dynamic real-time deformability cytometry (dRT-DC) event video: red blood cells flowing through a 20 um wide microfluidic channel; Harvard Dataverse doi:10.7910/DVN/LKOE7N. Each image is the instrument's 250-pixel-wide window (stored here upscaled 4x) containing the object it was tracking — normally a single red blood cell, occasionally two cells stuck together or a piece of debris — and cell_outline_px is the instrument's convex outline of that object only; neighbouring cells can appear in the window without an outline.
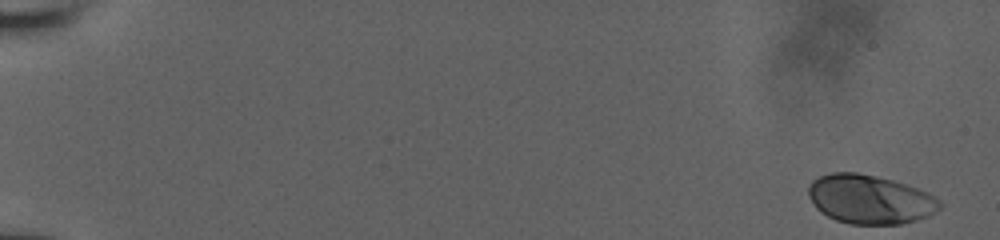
{"species": "human", "species_latin": "Homo sapiens", "temperature_condition": "room temperature", "stored_images_in_passage": 54, "camera_frame_rate_fps": 3000, "um_per_image_px": 0.085, "donor": {"sex": "male"}, "frame": {"image": 1, "passage_image": 1, "time_ms": 0.0, "image_size_px": [1000, 240], "cell_outline_px": [[944, 204], [940, 208], [928, 216], [916, 220], [900, 224], [848, 224], [836, 220], [820, 212], [816, 208], [808, 196], [808, 188], [812, 180], [820, 176], [832, 172], [856, 172], [876, 176], [892, 180], [928, 192], [936, 196]], "centroid_in_image_um": [73.94, 16.94], "position_along_channel_um": 11.1, "area_um2": 37.63}}
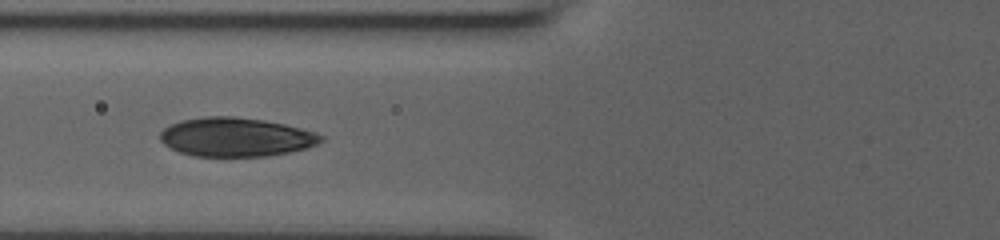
{"frame": {"image": 2, "passage_image": 46, "time_ms": 7.667, "image_size_px": [1000, 240], "cell_outline_px": [[324, 140], [308, 148], [268, 156], [196, 156], [180, 152], [164, 144], [160, 140], [160, 132], [164, 128], [180, 120], [204, 116], [236, 116], [264, 120], [284, 124], [316, 132], [324, 136]], "centroid_in_image_um": [20.06, 11.64], "position_along_channel_um": 105.7, "area_um2": 36.53}}
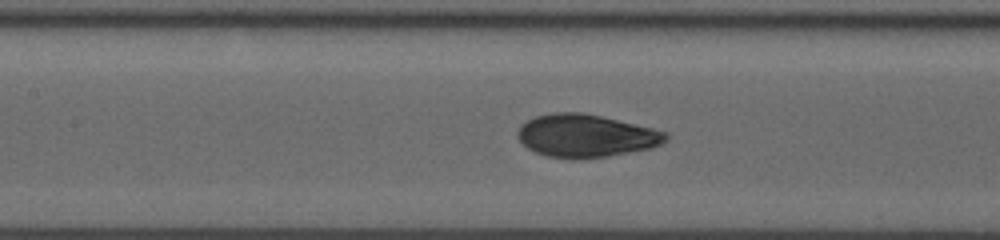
{"frame": {"image": 3, "passage_image": 54, "time_ms": 9.0, "image_size_px": [1000, 240], "cell_outline_px": [[668, 140], [652, 148], [580, 160], [572, 160], [548, 156], [536, 152], [528, 148], [516, 136], [516, 132], [520, 124], [536, 116], [552, 112], [580, 112], [600, 116], [652, 128], [668, 132]], "centroid_in_image_um": [49.77, 11.54], "position_along_channel_um": 157.6, "area_um2": 36.99}}